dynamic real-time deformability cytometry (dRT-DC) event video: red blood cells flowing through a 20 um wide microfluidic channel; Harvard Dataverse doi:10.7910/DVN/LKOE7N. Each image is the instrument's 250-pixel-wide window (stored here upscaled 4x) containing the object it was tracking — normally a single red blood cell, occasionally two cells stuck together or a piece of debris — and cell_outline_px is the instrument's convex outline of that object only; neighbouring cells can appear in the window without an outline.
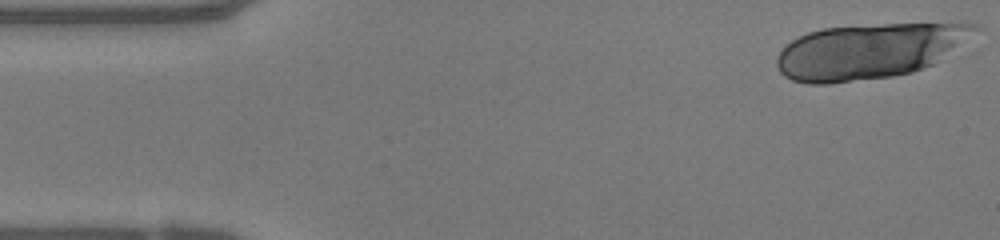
{"species": "human", "species_latin": "Homo sapiens", "temperature_condition": "warm", "stored_images_in_passage": 46, "camera_frame_rate_fps": 3000, "um_per_image_px": 0.085, "donor": {"sex": "female"}, "frame": {"image": 1, "passage_image": 1, "time_ms": 0.0, "image_size_px": [1000, 240], "cell_outline_px": [[984, 28], [932, 64], [924, 68], [912, 72], [892, 76], [828, 84], [808, 84], [792, 80], [784, 76], [780, 72], [776, 64], [776, 56], [792, 40], [808, 32], [824, 28], [884, 24], [964, 20], [976, 24]], "centroid_in_image_um": [73.97, 4.3], "position_along_channel_um": 11.0, "area_um2": 64.5}}
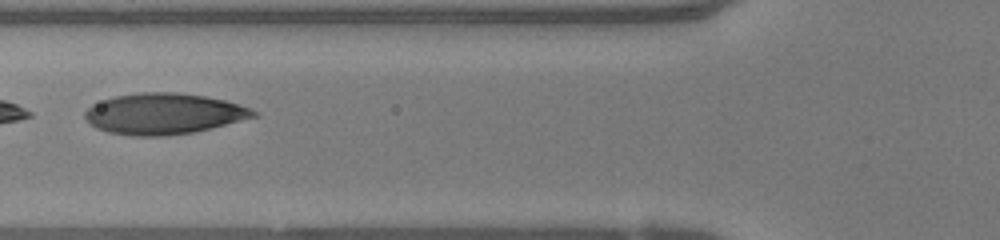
{"frame": {"image": 2, "passage_image": 17, "time_ms": 5.333, "image_size_px": [1000, 240], "cell_outline_px": [[260, 116], [192, 132], [164, 136], [132, 136], [108, 132], [96, 128], [84, 116], [84, 112], [92, 104], [116, 96], [140, 92], [176, 92], [204, 96], [224, 100], [248, 108], [256, 112]], "centroid_in_image_um": [13.9, 9.67], "position_along_channel_um": 111.9, "area_um2": 39.88}}
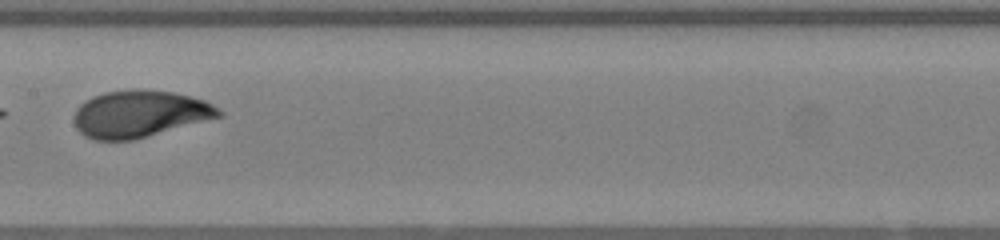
{"frame": {"image": 3, "passage_image": 23, "time_ms": 7.333, "image_size_px": [1000, 240], "cell_outline_px": [[224, 116], [136, 140], [92, 140], [84, 136], [76, 128], [76, 108], [80, 104], [92, 96], [104, 92], [172, 92], [204, 100], [212, 104], [224, 112]], "centroid_in_image_um": [11.91, 9.74], "position_along_channel_um": 195.5, "area_um2": 38.96}, "authors_computed_cell_mechanics": {"area_um2": 39.1884, "velocity_mm_per_s": 4.1751, "shape_relaxation_time_tau1_ms": 1.8004, "shape_relaxation_time_tau2_ms": null, "deformation_change_tau1": 0.3258, "deformation_change_tau2": null}}